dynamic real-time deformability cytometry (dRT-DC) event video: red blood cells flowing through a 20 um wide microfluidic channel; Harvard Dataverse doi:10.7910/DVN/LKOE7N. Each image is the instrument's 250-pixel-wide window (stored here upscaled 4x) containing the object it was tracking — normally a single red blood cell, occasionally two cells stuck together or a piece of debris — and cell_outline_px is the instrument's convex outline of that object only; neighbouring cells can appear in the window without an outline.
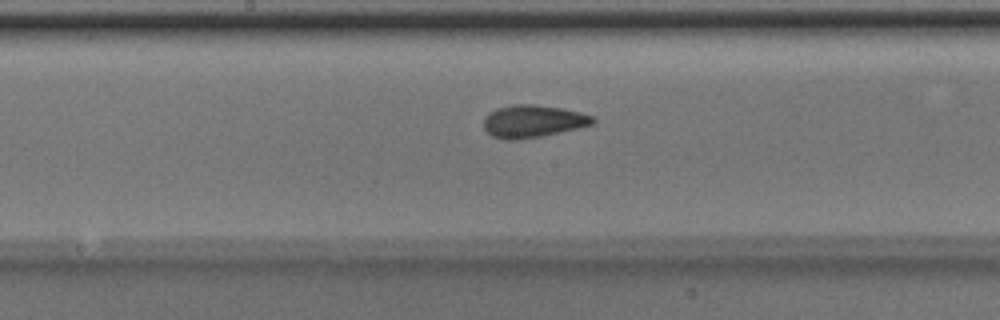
{"species": "Egyptian fruit bat (a non-hibernating species)", "species_latin": "Rousettus aegyptiacus", "temperature_condition": "room temperature", "stored_images_in_passage": 51, "camera_frame_rate_fps": 3000, "um_per_image_px": 0.085, "animal": {"sex": "male"}, "frame": {"image": 1, "passage_image": 27, "time_ms": 8.667, "image_size_px": [1000, 320], "cell_outline_px": [[596, 124], [540, 136], [516, 140], [504, 140], [492, 136], [484, 128], [484, 116], [488, 112], [496, 108], [512, 104], [532, 104], [560, 108], [580, 112], [592, 116], [596, 120]], "centroid_in_image_um": [45.27, 10.3], "position_along_channel_um": 202.9, "area_um2": 20.69}}
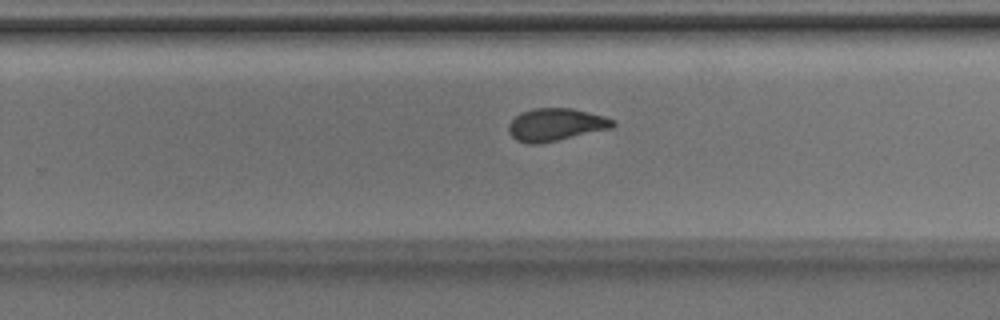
{"frame": {"image": 2, "passage_image": 33, "time_ms": 10.667, "image_size_px": [1000, 320], "cell_outline_px": [[616, 124], [612, 128], [540, 144], [528, 144], [516, 140], [508, 132], [508, 124], [520, 112], [532, 108], [572, 108], [604, 116], [616, 120]], "centroid_in_image_um": [47.23, 10.59], "position_along_channel_um": 282.6, "area_um2": 19.94}}
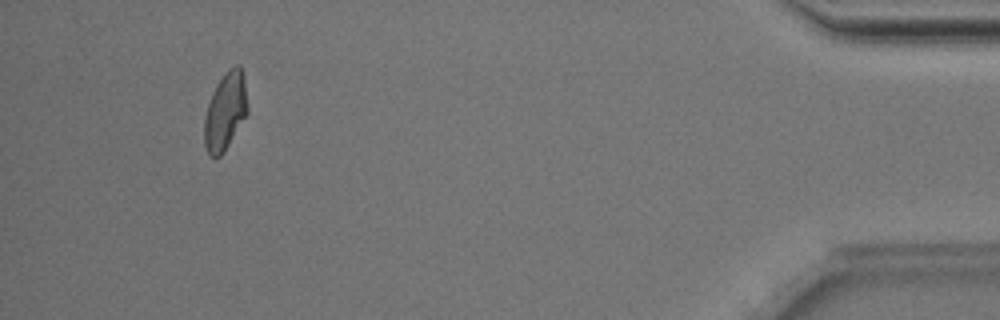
{"frame": {"image": 3, "passage_image": 48, "time_ms": 15.667, "image_size_px": [1000, 320], "cell_outline_px": [[248, 112], [224, 152], [216, 160], [208, 152], [204, 144], [204, 116], [212, 92], [216, 84], [228, 68], [236, 64], [240, 64], [244, 76], [248, 108]], "centroid_in_image_um": [19.15, 9.44], "position_along_channel_um": 416.1, "area_um2": 19.71}, "authors_computed_cell_mechanics": {"area_um2": 19.9988, "velocity_mm_per_s": 4.0102, "shape_relaxation_time_tau1_ms": 3.2412, "shape_relaxation_time_tau2_ms": 1.5029, "deformation_change_tau1": 0.1072, "deformation_change_tau2": 0.057}}